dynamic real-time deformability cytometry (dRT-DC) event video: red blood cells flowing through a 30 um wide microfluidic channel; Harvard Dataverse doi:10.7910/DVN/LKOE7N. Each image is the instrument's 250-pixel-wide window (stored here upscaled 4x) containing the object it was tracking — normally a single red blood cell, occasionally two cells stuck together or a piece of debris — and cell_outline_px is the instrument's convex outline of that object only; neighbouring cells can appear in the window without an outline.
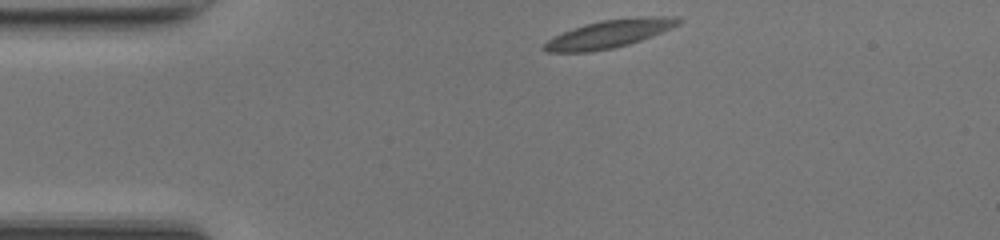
{"species": "common noctule bat (a hibernating species)", "species_latin": "Nyctalus noctula", "temperature_condition": "room temperature", "stored_images_in_passage": 40, "camera_frame_rate_fps": 3000, "um_per_image_px": 0.085, "animal": {"sex": "female", "body_mass_g": 17.0, "forearm_length_mm": 48.0}, "frame": {"image": 1, "passage_image": 1, "time_ms": 0.0, "image_size_px": [1000, 240], "cell_outline_px": [[684, 20], [680, 24], [672, 28], [640, 40], [628, 44], [612, 48], [588, 52], [544, 52], [540, 48], [548, 40], [572, 28], [584, 24], [600, 20], [644, 16], [676, 16]], "centroid_in_image_um": [51.81, 2.86], "position_along_channel_um": 33.2, "area_um2": 21.91}}
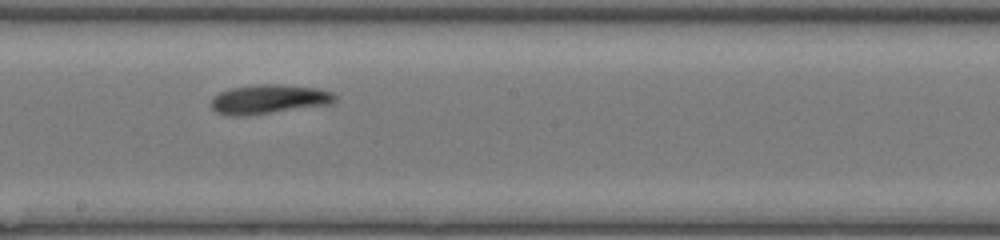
{"frame": {"image": 2, "passage_image": 18, "time_ms": 5.667, "image_size_px": [1000, 240], "cell_outline_px": [[336, 100], [332, 104], [244, 116], [232, 116], [216, 112], [212, 108], [212, 96], [228, 88], [260, 84], [276, 84], [316, 88], [332, 92], [336, 96]], "centroid_in_image_um": [22.84, 8.43], "position_along_channel_um": 225.4, "area_um2": 21.1}}
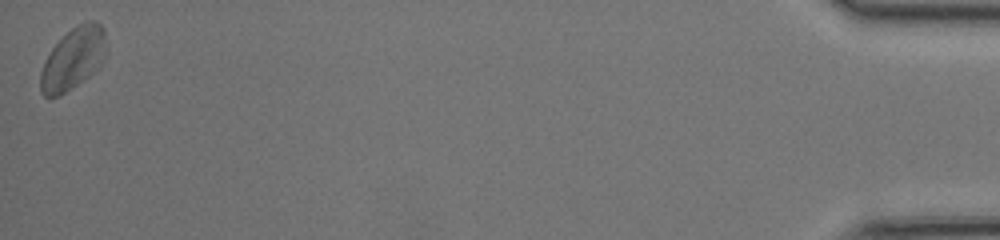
{"frame": {"image": 3, "passage_image": 40, "time_ms": 13.0, "image_size_px": [1000, 240], "cell_outline_px": [[104, 56], [100, 64], [84, 80], [60, 96], [44, 96], [40, 92], [40, 72], [52, 48], [72, 28], [84, 20], [96, 20], [104, 28]], "centroid_in_image_um": [6.2, 4.98], "position_along_channel_um": 429.0, "area_um2": 23.24}, "authors_computed_cell_mechanics": {"area_um2": 20.7791, "velocity_mm_per_s": 4.1915, "shape_relaxation_time_tau1_ms": 3.4531, "shape_relaxation_time_tau2_ms": 2.9975, "deformation_change_tau1": 0.1335, "deformation_change_tau2": 0.1021}}